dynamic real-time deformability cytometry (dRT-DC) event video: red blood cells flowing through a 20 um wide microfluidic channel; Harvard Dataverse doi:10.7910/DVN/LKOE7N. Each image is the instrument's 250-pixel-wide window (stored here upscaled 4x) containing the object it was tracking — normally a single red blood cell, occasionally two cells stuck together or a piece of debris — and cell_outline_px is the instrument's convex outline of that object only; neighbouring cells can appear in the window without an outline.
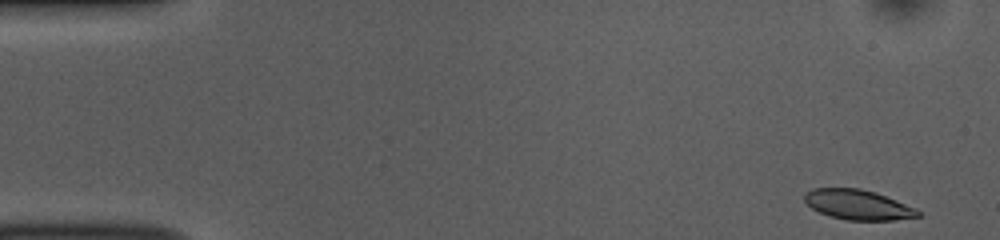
{"species": "common noctule bat (a hibernating species)", "species_latin": "Nyctalus noctula", "temperature_condition": "room temperature", "stored_images_in_passage": 6, "camera_frame_rate_fps": 3000, "um_per_image_px": 0.085, "animal": {"sex": "female", "body_mass_g": 10.0, "forearm_length_mm": 53.1}, "frame": {"image": 1, "passage_image": 1, "time_ms": 0.0, "image_size_px": [1000, 240], "cell_outline_px": [[920, 216], [892, 220], [844, 220], [828, 216], [812, 208], [804, 200], [804, 192], [812, 188], [860, 188], [876, 192], [916, 208], [920, 212]], "centroid_in_image_um": [72.9, 17.39], "position_along_channel_um": 12.1, "area_um2": 19.88}}